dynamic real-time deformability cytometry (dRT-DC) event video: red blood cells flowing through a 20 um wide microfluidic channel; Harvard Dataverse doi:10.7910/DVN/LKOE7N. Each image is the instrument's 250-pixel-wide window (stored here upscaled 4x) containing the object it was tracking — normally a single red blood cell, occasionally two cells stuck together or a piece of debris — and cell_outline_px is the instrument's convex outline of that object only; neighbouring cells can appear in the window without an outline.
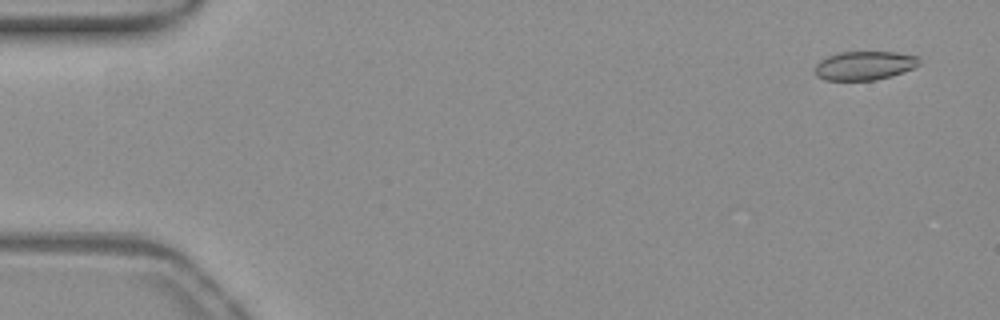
{"species": "common noctule bat (a hibernating species)", "species_latin": "Nyctalus noctula", "temperature_condition": "warm", "stored_images_in_passage": 53, "camera_frame_rate_fps": 3000, "um_per_image_px": 0.085, "animal": {"sex": "female", "body_mass_g": 19.3, "forearm_length_mm": 54.1}, "frame": {"image": 1, "passage_image": 3, "time_ms": 0.667, "image_size_px": [1000, 320], "cell_outline_px": [[920, 64], [912, 68], [892, 76], [876, 80], [824, 80], [816, 76], [816, 64], [820, 60], [828, 56], [840, 52], [896, 52], [920, 56]], "centroid_in_image_um": [73.5, 5.57], "position_along_channel_um": 11.5, "area_um2": 17.57}}
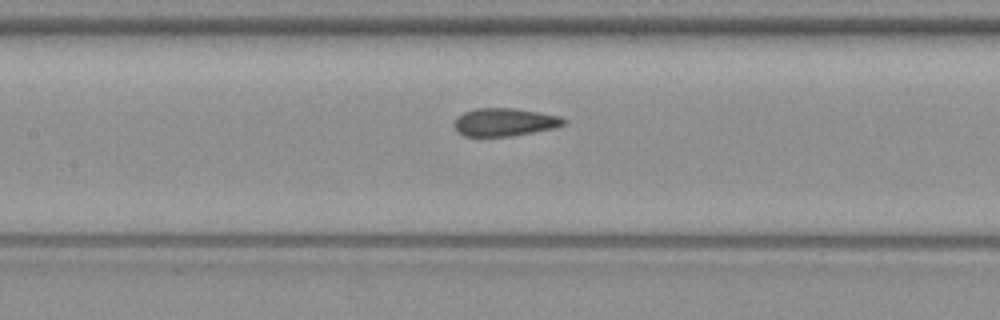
{"frame": {"image": 2, "passage_image": 25, "time_ms": 8.0, "image_size_px": [1000, 320], "cell_outline_px": [[568, 120], [564, 124], [556, 128], [512, 136], [464, 136], [456, 132], [452, 124], [456, 116], [464, 112], [476, 108], [516, 108], [540, 112], [560, 116]], "centroid_in_image_um": [42.87, 10.38], "position_along_channel_um": 164.5, "area_um2": 18.21}}
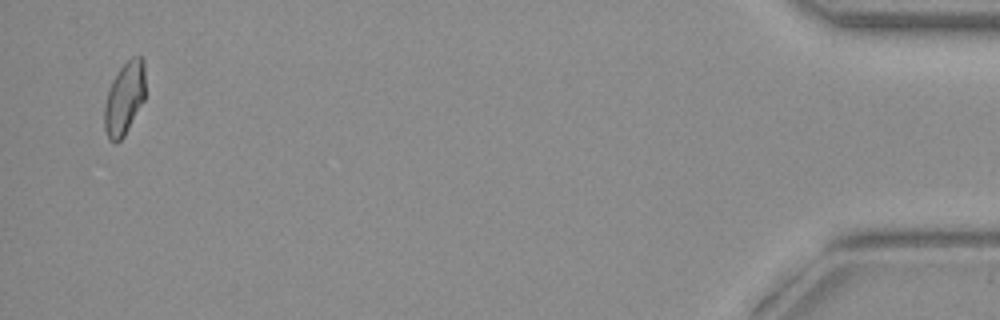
{"frame": {"image": 3, "passage_image": 52, "time_ms": 17.0, "image_size_px": [1000, 320], "cell_outline_px": [[144, 100], [124, 136], [116, 144], [108, 140], [104, 128], [104, 104], [112, 80], [120, 68], [132, 56], [144, 56]], "centroid_in_image_um": [10.56, 8.38], "position_along_channel_um": 424.6, "area_um2": 17.4}, "authors_computed_cell_mechanics": {"area_um2": 18.207, "velocity_mm_per_s": 3.8886, "shape_relaxation_time_tau1_ms": null, "shape_relaxation_time_tau2_ms": 1.0148, "deformation_change_tau1": null, "deformation_change_tau2": 0.0698}}